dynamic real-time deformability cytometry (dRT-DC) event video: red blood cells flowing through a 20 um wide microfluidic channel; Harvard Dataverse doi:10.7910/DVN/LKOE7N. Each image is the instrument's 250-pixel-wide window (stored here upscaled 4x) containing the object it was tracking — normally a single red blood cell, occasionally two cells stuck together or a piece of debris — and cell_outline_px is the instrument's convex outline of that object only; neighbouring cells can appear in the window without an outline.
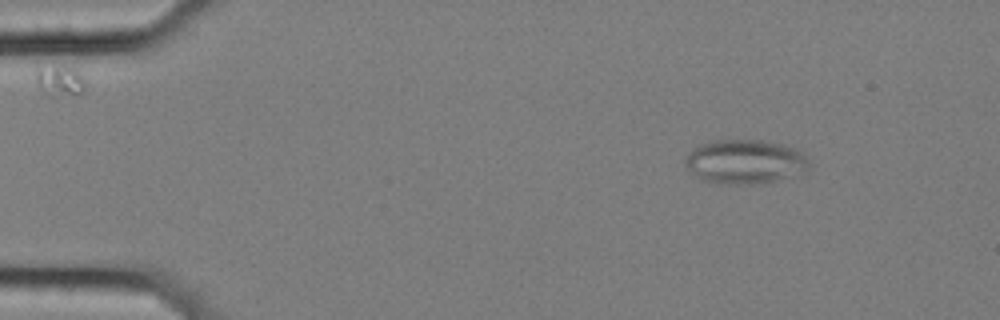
{"species": "common noctule bat (a hibernating species)", "species_latin": "Nyctalus noctula", "temperature_condition": "cold", "stored_images_in_passage": 52, "camera_frame_rate_fps": 3000, "um_per_image_px": 0.085, "animal": {"sex": "female", "body_mass_g": 25.1}, "frame": {"image": 1, "passage_image": 2, "time_ms": 0.333, "image_size_px": [1000, 320], "cell_outline_px": [[812, 168], [804, 172], [772, 180], [752, 184], [720, 184], [704, 180], [692, 172], [684, 164], [684, 160], [696, 148], [712, 140], [764, 140], [784, 144], [796, 148], [808, 160]], "centroid_in_image_um": [63.36, 13.73], "position_along_channel_um": 21.6, "area_um2": 31.5}}
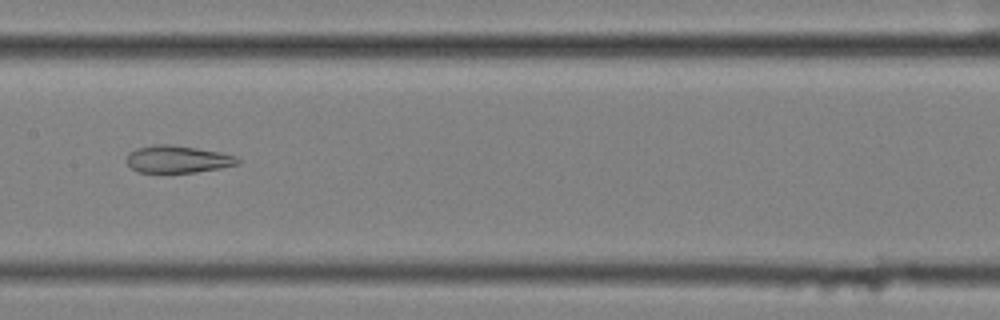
{"frame": {"image": 2, "passage_image": 24, "time_ms": 7.667, "image_size_px": [1000, 320], "cell_outline_px": [[240, 164], [220, 168], [196, 172], [136, 172], [124, 160], [128, 152], [136, 148], [152, 144], [172, 144], [220, 152], [236, 156], [240, 160]], "centroid_in_image_um": [15.06, 13.52], "position_along_channel_um": 192.3, "area_um2": 17.86}}
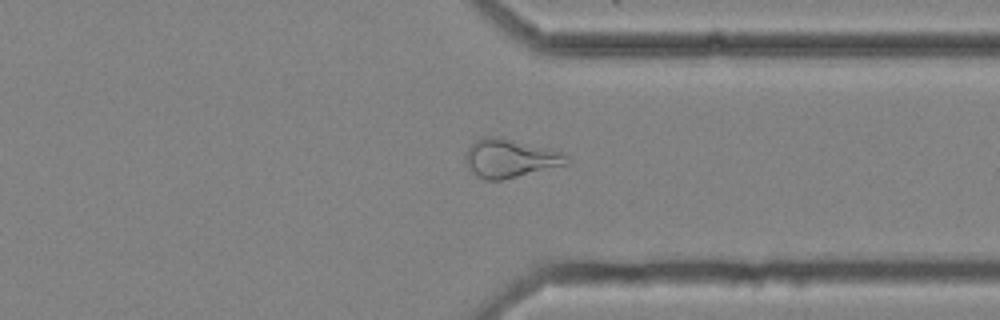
{"frame": {"image": 3, "passage_image": 39, "time_ms": 12.667, "image_size_px": [1000, 320], "cell_outline_px": [[568, 164], [504, 180], [484, 180], [476, 176], [472, 172], [464, 160], [464, 156], [468, 148], [476, 140], [484, 136], [496, 136], [548, 148], [560, 152], [568, 156]], "centroid_in_image_um": [43.32, 13.47], "position_along_channel_um": 368.1, "area_um2": 22.72}, "authors_computed_cell_mechanics": {"area_um2": 24.1893, "velocity_mm_per_s": 3.5098, "shape_relaxation_time_tau1_ms": null, "shape_relaxation_time_tau2_ms": 3.4933, "deformation_change_tau1": null, "deformation_change_tau2": 0.1222}}